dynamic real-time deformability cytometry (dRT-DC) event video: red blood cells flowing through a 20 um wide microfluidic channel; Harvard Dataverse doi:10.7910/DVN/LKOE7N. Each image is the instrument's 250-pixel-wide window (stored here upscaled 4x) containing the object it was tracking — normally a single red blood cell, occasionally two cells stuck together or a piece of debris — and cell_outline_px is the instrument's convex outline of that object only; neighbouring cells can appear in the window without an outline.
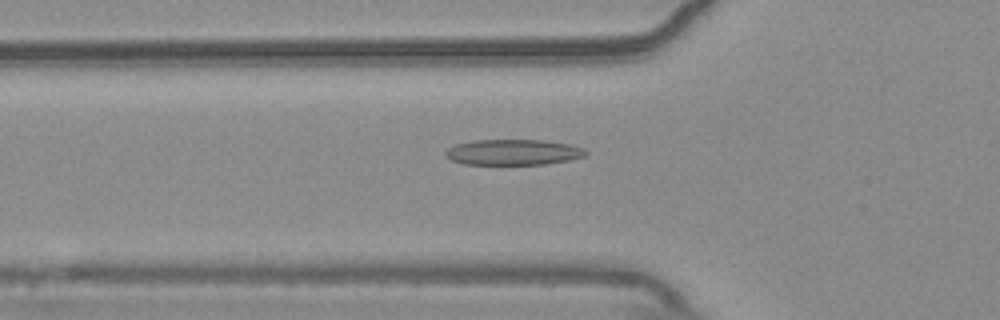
{"species": "common noctule bat (a hibernating species)", "species_latin": "Nyctalus noctula", "temperature_condition": "warm", "stored_images_in_passage": 55, "camera_frame_rate_fps": 3000, "um_per_image_px": 0.085, "animal": {"sex": "male", "body_mass_g": 20.4}, "frame": {"image": 1, "passage_image": 19, "time_ms": 6.0, "image_size_px": [1000, 320], "cell_outline_px": [[588, 152], [584, 156], [572, 160], [544, 164], [464, 164], [452, 160], [444, 152], [448, 148], [456, 144], [472, 140], [544, 140], [572, 144], [584, 148]], "centroid_in_image_um": [43.67, 12.93], "position_along_channel_um": 82.1, "area_um2": 21.04}}
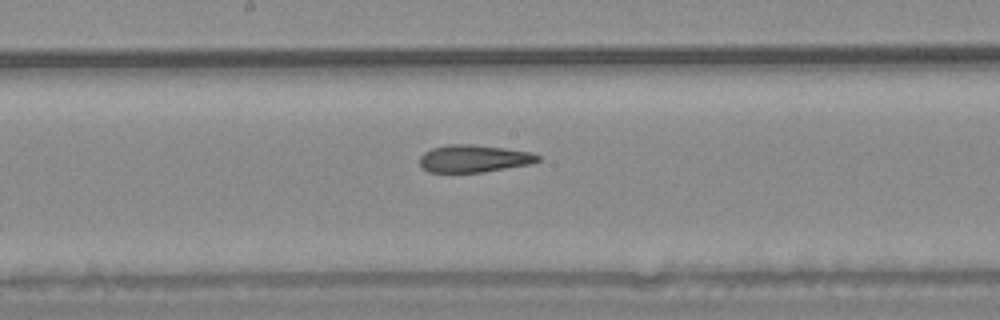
{"frame": {"image": 2, "passage_image": 29, "time_ms": 9.333, "image_size_px": [1000, 320], "cell_outline_px": [[540, 160], [532, 164], [484, 172], [428, 172], [420, 164], [420, 156], [424, 152], [432, 148], [448, 144], [472, 144], [504, 148], [532, 152], [540, 156]], "centroid_in_image_um": [40.3, 13.47], "position_along_channel_um": 207.9, "area_um2": 18.96}}
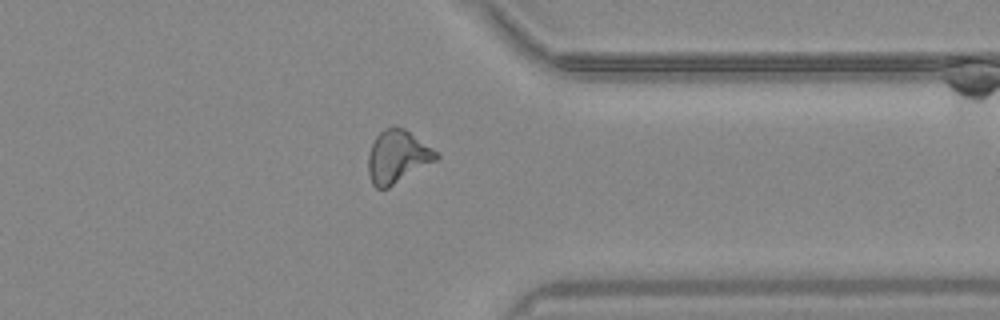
{"frame": {"image": 3, "passage_image": 43, "time_ms": 14.0, "image_size_px": [1000, 320], "cell_outline_px": [[440, 156], [436, 160], [388, 188], [376, 188], [372, 184], [368, 176], [368, 156], [372, 144], [376, 136], [384, 128], [392, 124], [404, 128], [432, 148]], "centroid_in_image_um": [33.75, 13.3], "position_along_channel_um": 377.7, "area_um2": 20.87}, "authors_computed_cell_mechanics": {"area_um2": 20.808, "velocity_mm_per_s": 3.7466, "shape_relaxation_time_tau1_ms": null, "shape_relaxation_time_tau2_ms": 2.9656, "deformation_change_tau1": null, "deformation_change_tau2": 0.1283}}